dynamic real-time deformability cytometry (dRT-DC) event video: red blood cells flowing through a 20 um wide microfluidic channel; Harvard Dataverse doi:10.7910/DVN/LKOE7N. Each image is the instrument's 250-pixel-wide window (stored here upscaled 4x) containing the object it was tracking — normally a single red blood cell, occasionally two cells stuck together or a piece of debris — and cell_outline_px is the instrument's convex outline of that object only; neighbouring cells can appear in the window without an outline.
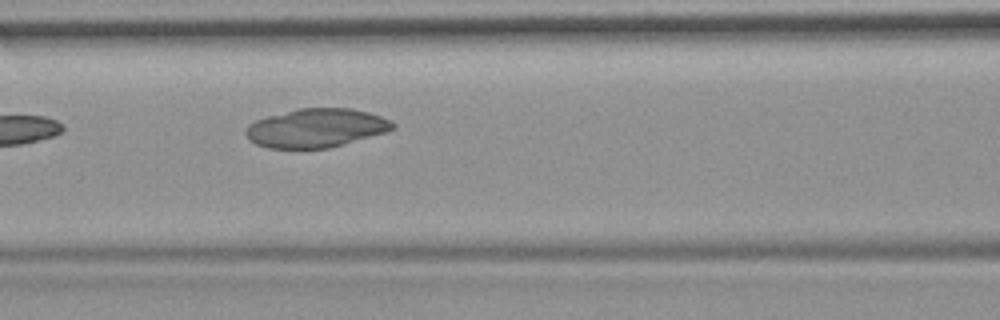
{"species": "common noctule bat (a hibernating species)", "species_latin": "Nyctalus noctula", "temperature_condition": "room temperature", "stored_images_in_passage": 3, "camera_frame_rate_fps": 3000, "um_per_image_px": 0.085, "animal": {"sex": "female", "body_mass_g": 19.9}, "frame": {"image": 1, "passage_image": 3, "time_ms": 0.667, "image_size_px": [1000, 320], "cell_outline_px": [[396, 128], [388, 132], [328, 148], [268, 148], [256, 144], [248, 140], [244, 132], [248, 124], [256, 120], [268, 116], [300, 108], [352, 108], [368, 112], [392, 120], [396, 124]], "centroid_in_image_um": [26.89, 10.88], "position_along_channel_um": 139.7, "area_um2": 33.35}}